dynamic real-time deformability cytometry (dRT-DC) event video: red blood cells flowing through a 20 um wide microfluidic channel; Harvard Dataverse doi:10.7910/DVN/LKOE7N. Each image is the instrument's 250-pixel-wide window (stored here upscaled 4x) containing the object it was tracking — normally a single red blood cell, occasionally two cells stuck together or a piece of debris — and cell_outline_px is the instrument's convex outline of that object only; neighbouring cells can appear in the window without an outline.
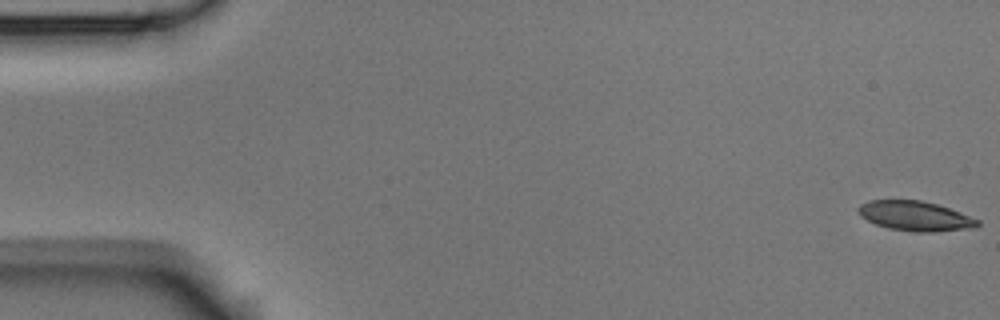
{"species": "Egyptian fruit bat (a non-hibernating species)", "species_latin": "Rousettus aegyptiacus", "temperature_condition": "room temperature", "stored_images_in_passage": 5, "camera_frame_rate_fps": 3000, "um_per_image_px": 0.085, "animal": {"sex": "male"}, "frame": {"image": 1, "passage_image": 1, "time_ms": 0.0, "image_size_px": [1000, 320], "cell_outline_px": [[980, 224], [976, 228], [932, 232], [916, 232], [892, 228], [876, 224], [860, 216], [856, 212], [856, 208], [860, 204], [868, 200], [920, 200], [936, 204], [960, 212], [980, 220]], "centroid_in_image_um": [77.79, 18.36], "position_along_channel_um": 7.2, "area_um2": 20.69}}
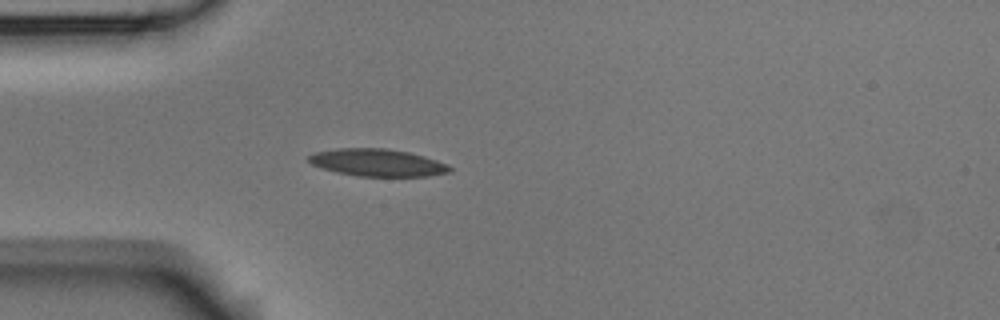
{"frame": {"image": 2, "passage_image": 5, "time_ms": 5.0, "image_size_px": [1000, 320], "cell_outline_px": [[452, 172], [428, 176], [356, 176], [336, 172], [312, 164], [308, 160], [308, 156], [316, 152], [336, 148], [388, 148], [408, 152], [424, 156], [448, 164], [452, 168]], "centroid_in_image_um": [32.11, 13.82], "position_along_channel_um": 52.9, "area_um2": 22.48}}